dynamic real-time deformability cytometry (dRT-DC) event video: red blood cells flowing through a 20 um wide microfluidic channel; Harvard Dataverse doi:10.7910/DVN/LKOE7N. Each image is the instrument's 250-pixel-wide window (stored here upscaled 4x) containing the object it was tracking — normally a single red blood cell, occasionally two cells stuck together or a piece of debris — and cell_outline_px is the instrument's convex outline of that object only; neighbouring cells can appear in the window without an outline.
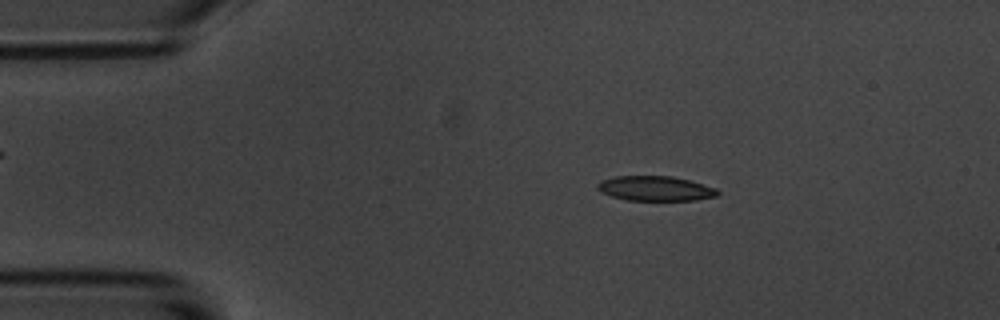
{"species": "common noctule bat (a hibernating species)", "species_latin": "Nyctalus noctula", "temperature_condition": "room temperature", "stored_images_in_passage": 56, "camera_frame_rate_fps": 3000, "um_per_image_px": 0.085, "animal": {"sex": "male", "body_mass_g": 20.1, "forearm_length_mm": 53.5}, "frame": {"image": 1, "passage_image": 9, "time_ms": 2.667, "image_size_px": [1000, 320], "cell_outline_px": [[720, 192], [716, 196], [696, 200], [628, 200], [612, 196], [600, 192], [596, 188], [596, 184], [600, 180], [616, 176], [672, 176], [688, 180], [716, 188]], "centroid_in_image_um": [55.67, 16.02], "position_along_channel_um": 29.3, "area_um2": 17.34}}
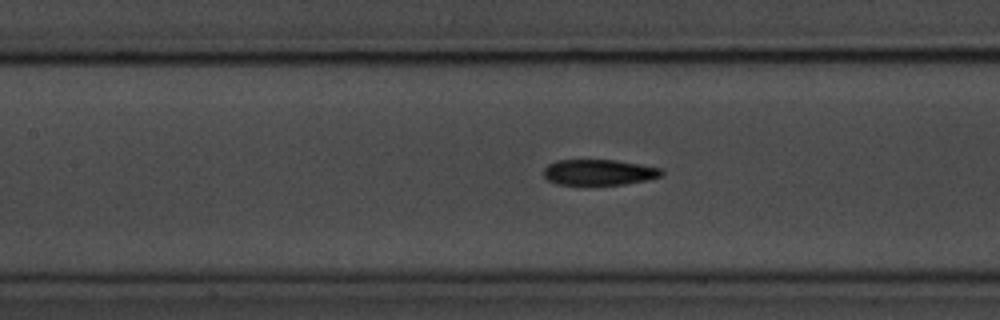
{"frame": {"image": 2, "passage_image": 24, "time_ms": 7.667, "image_size_px": [1000, 320], "cell_outline_px": [[664, 172], [660, 176], [648, 180], [624, 184], [556, 184], [548, 180], [544, 176], [544, 168], [548, 164], [556, 160], [616, 160], [664, 168]], "centroid_in_image_um": [50.94, 14.63], "position_along_channel_um": 156.5, "area_um2": 17.69}}
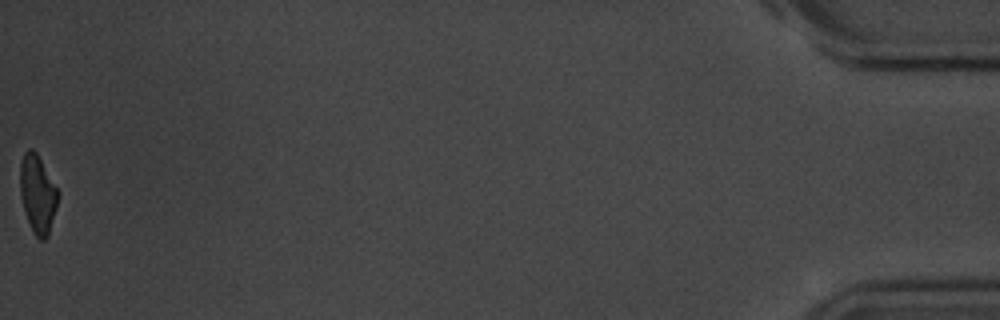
{"frame": {"image": 3, "passage_image": 56, "time_ms": 18.333, "image_size_px": [1000, 320], "cell_outline_px": [[60, 196], [48, 236], [44, 240], [40, 240], [32, 232], [24, 212], [20, 192], [20, 160], [24, 152], [28, 148], [32, 148], [36, 152], [60, 192]], "centroid_in_image_um": [3.21, 16.49], "position_along_channel_um": 432.0, "area_um2": 17.57}, "authors_computed_cell_mechanics": {"area_um2": 18.207, "velocity_mm_per_s": 3.5258, "shape_relaxation_time_tau1_ms": 5.5376, "shape_relaxation_time_tau2_ms": 4.7846, "deformation_change_tau1": 0.1725, "deformation_change_tau2": 0.129}}